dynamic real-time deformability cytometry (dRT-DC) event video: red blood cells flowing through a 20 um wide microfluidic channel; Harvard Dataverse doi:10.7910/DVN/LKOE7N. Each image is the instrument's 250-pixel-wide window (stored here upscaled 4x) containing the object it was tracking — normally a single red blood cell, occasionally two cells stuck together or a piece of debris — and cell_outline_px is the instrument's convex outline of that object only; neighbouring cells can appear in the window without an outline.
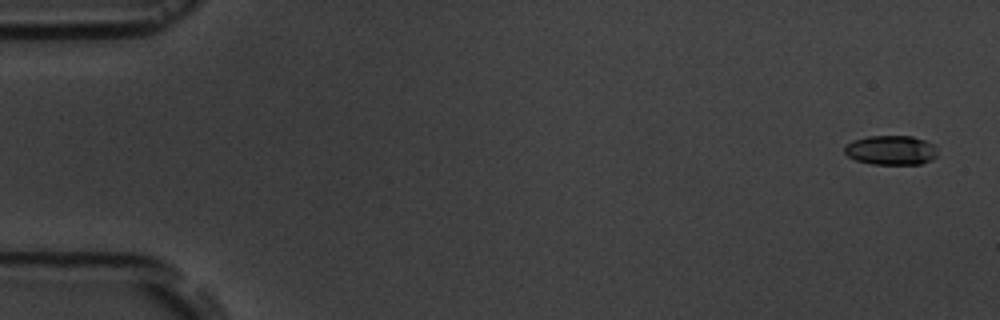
{"species": "common noctule bat (a hibernating species)", "species_latin": "Nyctalus noctula", "temperature_condition": "room temperature", "stored_images_in_passage": 9, "camera_frame_rate_fps": 3000, "um_per_image_px": 0.085, "animal": {"sex": "male", "body_mass_g": 19.5, "forearm_length_mm": 54.6}, "frame": {"image": 1, "passage_image": 1, "time_ms": 0.0, "image_size_px": [1000, 320], "cell_outline_px": [[936, 156], [932, 160], [920, 164], [872, 164], [856, 160], [848, 156], [844, 152], [844, 148], [852, 140], [868, 136], [912, 136], [936, 144]], "centroid_in_image_um": [75.75, 12.76], "position_along_channel_um": 9.2, "area_um2": 16.01}}
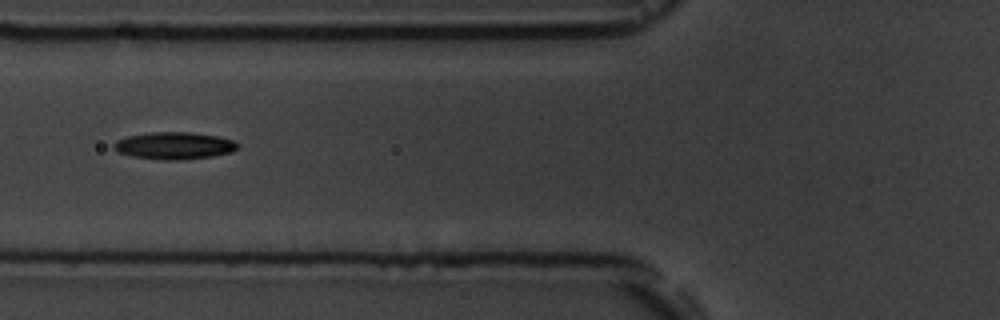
{"frame": {"image": 2, "passage_image": 7, "time_ms": 6.667, "image_size_px": [1000, 320], "cell_outline_px": [[240, 144], [232, 152], [212, 156], [180, 160], [160, 160], [132, 156], [120, 152], [112, 148], [112, 144], [116, 140], [128, 136], [152, 132], [192, 132], [216, 136], [232, 140]], "centroid_in_image_um": [14.79, 12.38], "position_along_channel_um": 111.0, "area_um2": 19.59}}
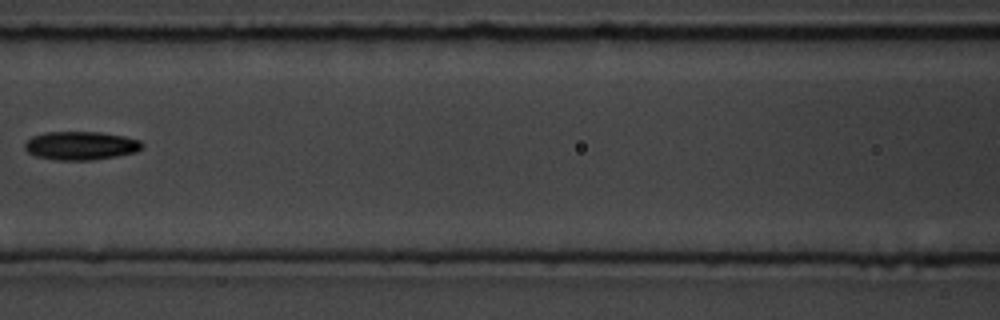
{"frame": {"image": 3, "passage_image": 8, "time_ms": 8.0, "image_size_px": [1000, 320], "cell_outline_px": [[144, 148], [136, 152], [116, 156], [92, 160], [56, 160], [36, 156], [28, 152], [24, 148], [24, 144], [32, 136], [44, 132], [100, 132], [124, 136], [140, 140], [144, 144]], "centroid_in_image_um": [6.89, 12.38], "position_along_channel_um": 159.7, "area_um2": 19.59}}